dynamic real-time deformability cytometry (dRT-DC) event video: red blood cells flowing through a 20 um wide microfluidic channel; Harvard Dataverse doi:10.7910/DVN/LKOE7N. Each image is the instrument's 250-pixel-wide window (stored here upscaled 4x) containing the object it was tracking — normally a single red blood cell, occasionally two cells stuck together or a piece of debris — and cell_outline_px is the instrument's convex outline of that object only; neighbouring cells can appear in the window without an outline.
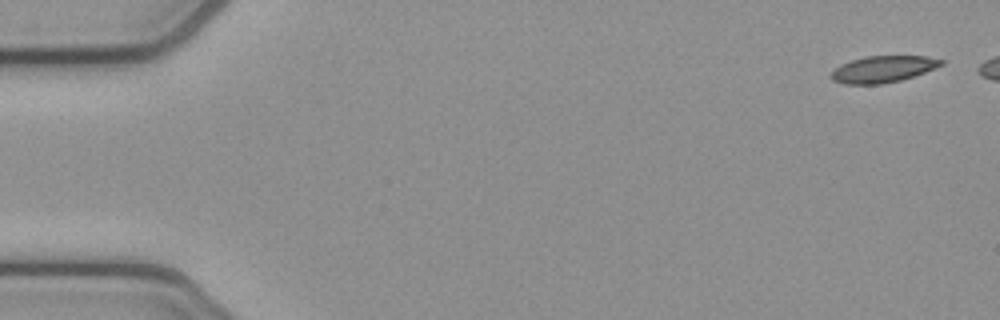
{"species": "common noctule bat (a hibernating species)", "species_latin": "Nyctalus noctula", "temperature_condition": "cold", "stored_images_in_passage": 3, "camera_frame_rate_fps": 3000, "um_per_image_px": 0.085, "animal": {"sex": "female", "body_mass_g": 21.9}, "frame": {"image": 1, "passage_image": 1, "time_ms": 0.0, "image_size_px": [1000, 320], "cell_outline_px": [[944, 64], [936, 68], [900, 80], [884, 84], [844, 84], [832, 80], [828, 76], [840, 64], [864, 56], [924, 56], [944, 60]], "centroid_in_image_um": [75.03, 5.88], "position_along_channel_um": 10.0, "area_um2": 17.05}}